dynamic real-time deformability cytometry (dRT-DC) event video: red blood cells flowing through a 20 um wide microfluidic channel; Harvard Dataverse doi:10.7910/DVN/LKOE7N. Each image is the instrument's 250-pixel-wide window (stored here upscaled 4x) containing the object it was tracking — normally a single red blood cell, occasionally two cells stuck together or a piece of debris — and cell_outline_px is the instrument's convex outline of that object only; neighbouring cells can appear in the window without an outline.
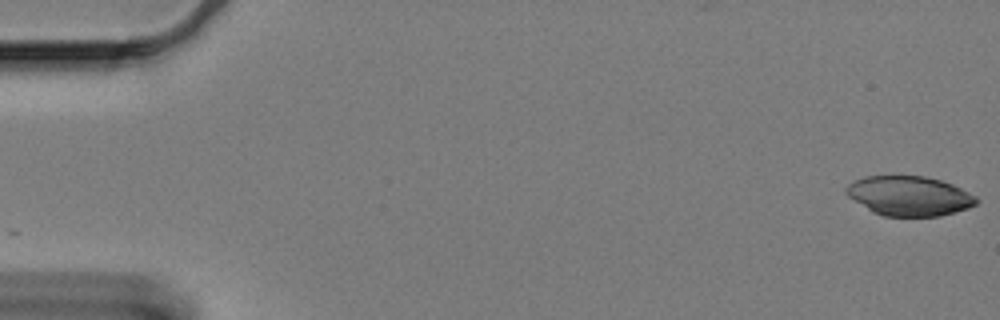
{"species": "Egyptian fruit bat (a non-hibernating species)", "species_latin": "Rousettus aegyptiacus", "temperature_condition": "cold", "stored_images_in_passage": 60, "camera_frame_rate_fps": 3000, "um_per_image_px": 0.085, "animal": {"sex": "female"}, "frame": {"image": 1, "passage_image": 1, "time_ms": 0.0, "image_size_px": [1000, 320], "cell_outline_px": [[980, 200], [976, 204], [968, 208], [940, 216], [884, 216], [872, 212], [848, 196], [844, 192], [844, 188], [848, 184], [864, 176], [924, 176], [940, 180], [952, 184], [976, 196]], "centroid_in_image_um": [77.27, 16.65], "position_along_channel_um": 7.7, "area_um2": 30.06}}
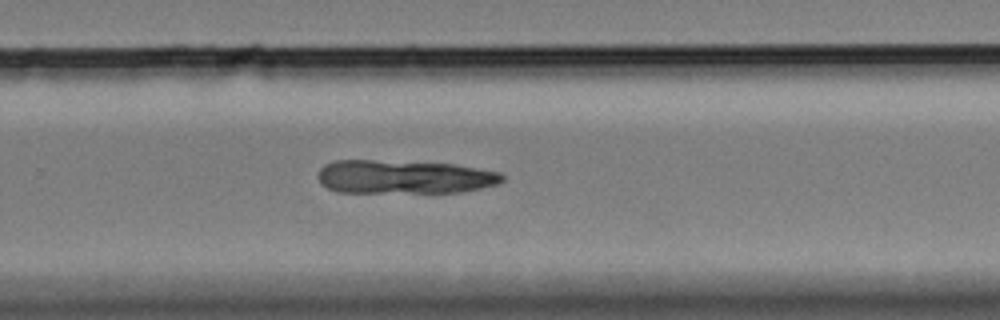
{"frame": {"image": 2, "passage_image": 40, "time_ms": 13.0, "image_size_px": [1000, 320], "cell_outline_px": [[504, 180], [500, 184], [460, 192], [336, 192], [320, 184], [320, 168], [324, 164], [332, 160], [372, 160], [452, 164], [500, 172], [504, 176]], "centroid_in_image_um": [34.34, 15.04], "position_along_channel_um": 295.5, "area_um2": 36.01}}
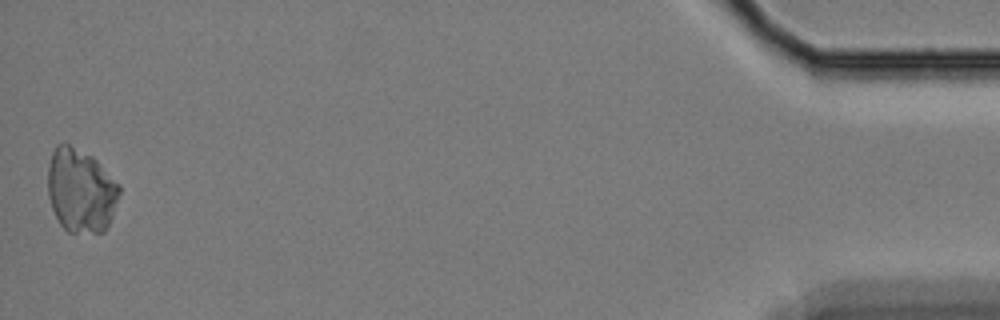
{"frame": {"image": 3, "passage_image": 60, "time_ms": 19.667, "image_size_px": [1000, 320], "cell_outline_px": [[120, 192], [112, 216], [104, 232], [68, 232], [60, 224], [52, 208], [48, 196], [48, 164], [52, 152], [56, 144], [68, 144], [92, 156], [120, 184]], "centroid_in_image_um": [6.86, 16.19], "position_along_channel_um": 428.3, "area_um2": 34.85}}